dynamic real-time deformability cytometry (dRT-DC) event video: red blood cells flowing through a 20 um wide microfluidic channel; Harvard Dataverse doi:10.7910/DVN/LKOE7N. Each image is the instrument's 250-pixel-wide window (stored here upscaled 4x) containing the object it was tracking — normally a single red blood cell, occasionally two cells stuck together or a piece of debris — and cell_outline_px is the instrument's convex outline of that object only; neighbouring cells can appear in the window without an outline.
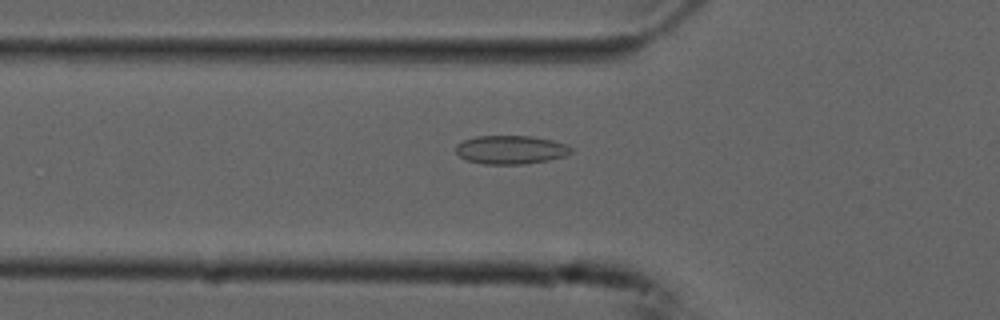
{"species": "common noctule bat (a hibernating species)", "species_latin": "Nyctalus noctula", "temperature_condition": "cold", "stored_images_in_passage": 55, "camera_frame_rate_fps": 3000, "um_per_image_px": 0.085, "animal": {"sex": "male", "forearm_length_mm": 52.5}, "frame": {"image": 1, "passage_image": 19, "time_ms": 6.0, "image_size_px": [1000, 320], "cell_outline_px": [[572, 152], [564, 156], [548, 160], [524, 164], [484, 164], [468, 160], [460, 156], [456, 152], [456, 144], [464, 140], [476, 136], [532, 136], [552, 140], [568, 144], [572, 148]], "centroid_in_image_um": [43.43, 12.72], "position_along_channel_um": 82.4, "area_um2": 19.19}}
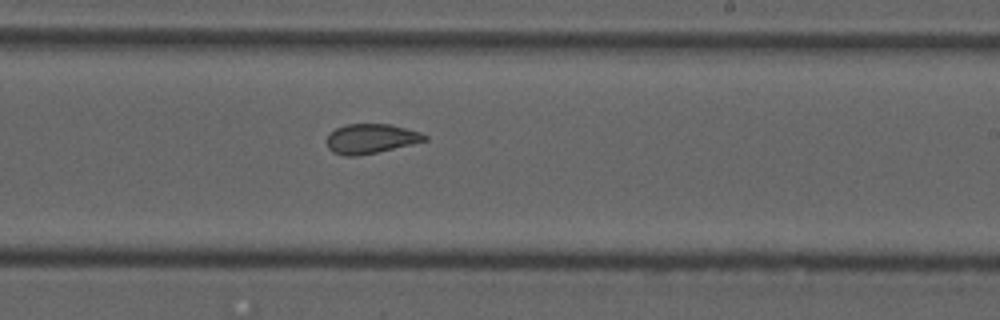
{"frame": {"image": 2, "passage_image": 33, "time_ms": 10.667, "image_size_px": [1000, 320], "cell_outline_px": [[428, 140], [376, 152], [356, 156], [344, 156], [332, 152], [328, 148], [328, 136], [336, 128], [344, 124], [388, 124], [420, 132], [428, 136]], "centroid_in_image_um": [31.51, 11.79], "position_along_channel_um": 257.5, "area_um2": 16.65}}
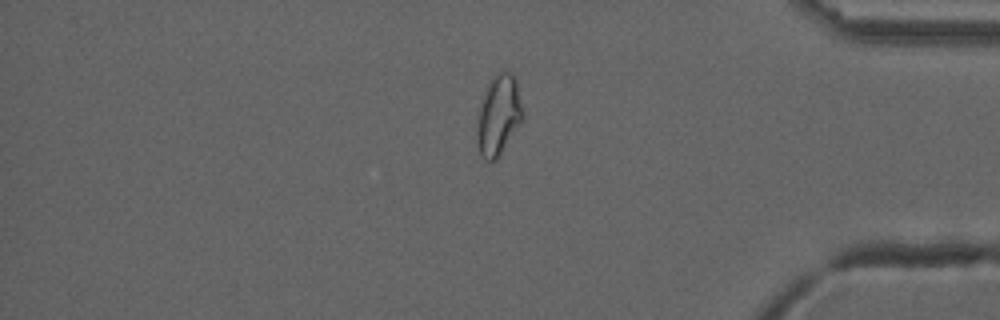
{"frame": {"image": 3, "passage_image": 46, "time_ms": 15.0, "image_size_px": [1000, 320], "cell_outline_px": [[524, 116], [496, 160], [492, 164], [484, 160], [480, 156], [476, 140], [476, 136], [480, 108], [488, 84], [492, 76], [496, 72], [512, 72], [516, 76]], "centroid_in_image_um": [42.38, 9.8], "position_along_channel_um": 392.8, "area_um2": 21.27}, "authors_computed_cell_mechanics": {"area_um2": 19.8832, "velocity_mm_per_s": 3.7357, "shape_relaxation_time_tau1_ms": null, "shape_relaxation_time_tau2_ms": 1.5507, "deformation_change_tau1": null, "deformation_change_tau2": 0.0577}}